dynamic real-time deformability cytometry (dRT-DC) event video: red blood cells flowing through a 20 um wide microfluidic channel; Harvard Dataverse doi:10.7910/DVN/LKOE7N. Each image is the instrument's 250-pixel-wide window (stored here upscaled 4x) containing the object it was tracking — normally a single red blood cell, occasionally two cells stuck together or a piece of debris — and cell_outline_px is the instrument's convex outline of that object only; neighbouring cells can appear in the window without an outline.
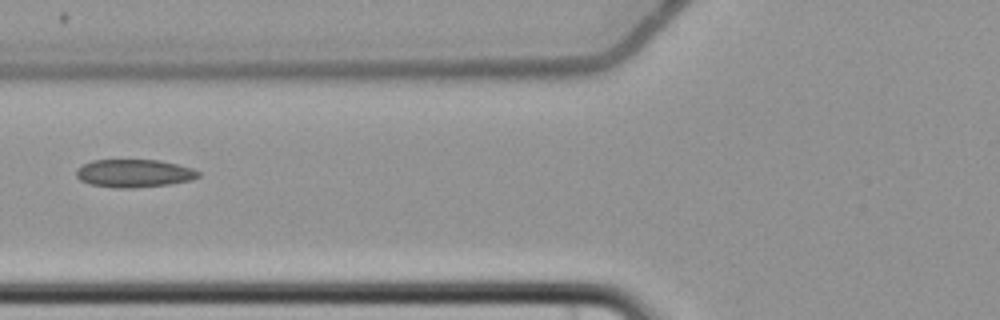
{"species": "common noctule bat (a hibernating species)", "species_latin": "Nyctalus noctula", "temperature_condition": "cold", "stored_images_in_passage": 4, "camera_frame_rate_fps": 3000, "um_per_image_px": 0.085, "animal": {"sex": "female", "body_mass_g": 22.7, "forearm_length_mm": 54.2}, "frame": {"image": 1, "passage_image": 4, "time_ms": 3.667, "image_size_px": [1000, 320], "cell_outline_px": [[200, 176], [192, 180], [168, 184], [136, 188], [112, 188], [88, 184], [80, 180], [76, 176], [76, 168], [92, 160], [160, 160], [192, 168], [200, 172]], "centroid_in_image_um": [11.37, 14.74], "position_along_channel_um": 114.4, "area_um2": 20.06}}